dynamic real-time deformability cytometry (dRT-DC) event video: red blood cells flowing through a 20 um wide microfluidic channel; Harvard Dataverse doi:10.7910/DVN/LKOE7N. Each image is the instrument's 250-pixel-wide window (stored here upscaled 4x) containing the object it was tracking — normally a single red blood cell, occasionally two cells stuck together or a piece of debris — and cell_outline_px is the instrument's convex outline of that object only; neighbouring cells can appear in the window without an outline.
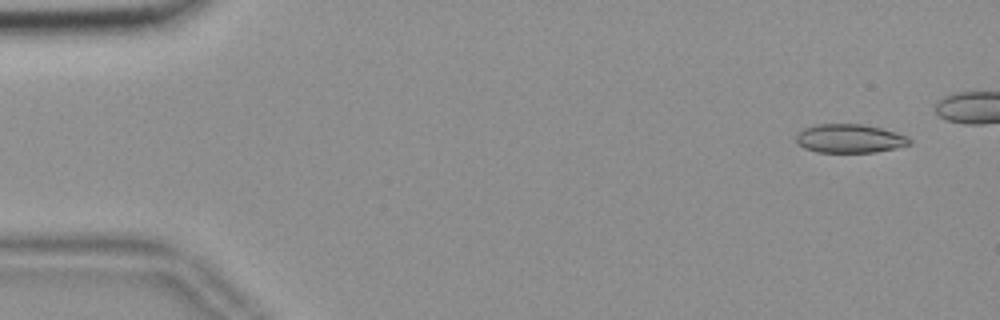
{"species": "common noctule bat (a hibernating species)", "species_latin": "Nyctalus noctula", "temperature_condition": "room temperature", "stored_images_in_passage": 43, "camera_frame_rate_fps": 3000, "um_per_image_px": 0.085, "animal": {"sex": "female", "body_mass_g": 18.4}, "frame": {"image": 1, "passage_image": 1, "time_ms": 0.0, "image_size_px": [1000, 320], "cell_outline_px": [[912, 144], [896, 148], [876, 152], [816, 152], [804, 148], [796, 140], [796, 136], [804, 128], [816, 124], [864, 124], [880, 128], [908, 136], [912, 140]], "centroid_in_image_um": [72.25, 11.78], "position_along_channel_um": 12.7, "area_um2": 18.96}}
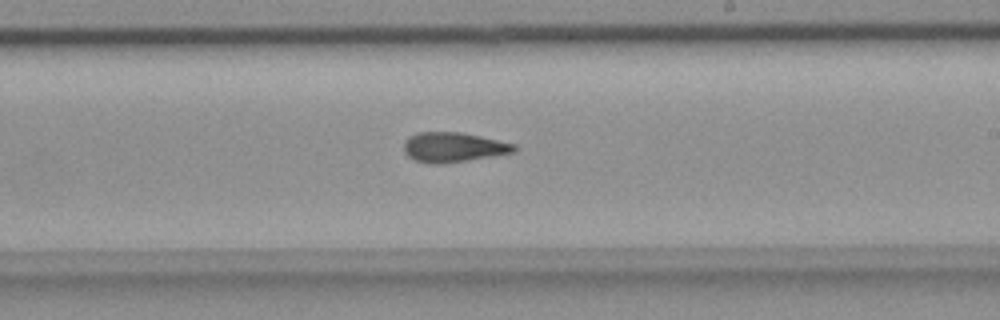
{"frame": {"image": 2, "passage_image": 30, "time_ms": 9.667, "image_size_px": [1000, 320], "cell_outline_px": [[516, 152], [444, 164], [432, 164], [416, 160], [408, 156], [404, 152], [404, 140], [408, 136], [416, 132], [460, 132], [480, 136], [516, 144]], "centroid_in_image_um": [38.51, 12.51], "position_along_channel_um": 250.5, "area_um2": 19.25}}
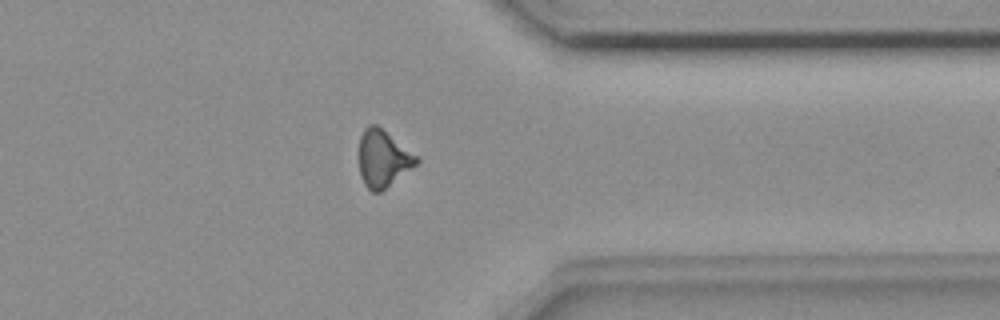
{"frame": {"image": 3, "passage_image": 41, "time_ms": 13.333, "image_size_px": [1000, 320], "cell_outline_px": [[420, 160], [412, 168], [380, 192], [372, 192], [364, 184], [360, 176], [360, 136], [364, 128], [368, 124], [376, 124], [420, 156]], "centroid_in_image_um": [32.58, 13.46], "position_along_channel_um": 378.8, "area_um2": 19.13}}